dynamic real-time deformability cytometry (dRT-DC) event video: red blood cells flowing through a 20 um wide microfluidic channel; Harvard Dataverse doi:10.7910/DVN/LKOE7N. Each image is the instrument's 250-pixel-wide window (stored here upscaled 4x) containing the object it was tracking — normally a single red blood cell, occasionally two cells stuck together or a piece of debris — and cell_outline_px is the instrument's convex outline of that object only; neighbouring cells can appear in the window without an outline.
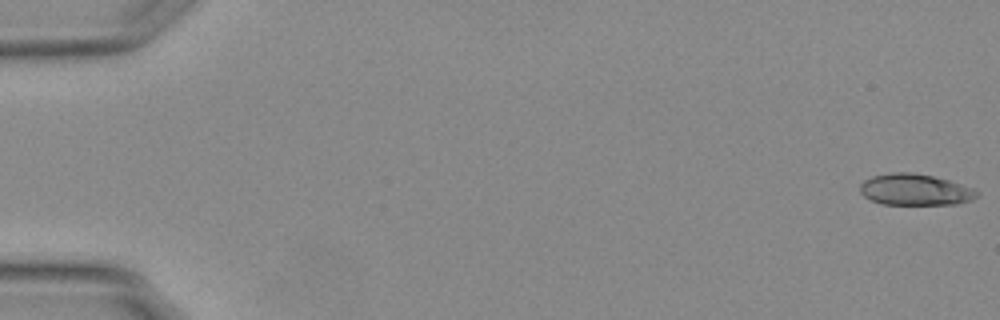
{"species": "Egyptian fruit bat (a non-hibernating species)", "species_latin": "Rousettus aegyptiacus", "temperature_condition": "warm", "stored_images_in_passage": 55, "camera_frame_rate_fps": 3000, "um_per_image_px": 0.085, "animal": {"sex": "female"}, "frame": {"image": 1, "passage_image": 1, "time_ms": 0.0, "image_size_px": [1000, 320], "cell_outline_px": [[980, 196], [972, 200], [956, 204], [880, 204], [864, 196], [860, 192], [860, 184], [864, 180], [872, 176], [892, 172], [912, 172], [932, 176], [948, 180], [972, 188], [980, 192]], "centroid_in_image_um": [77.79, 16.12], "position_along_channel_um": 7.2, "area_um2": 21.39}}
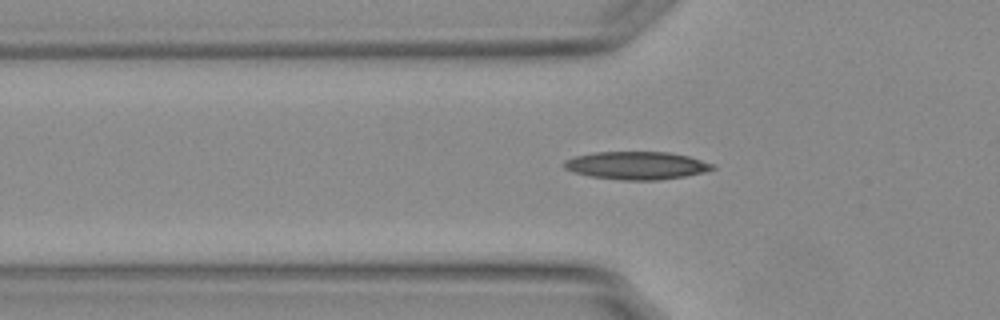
{"frame": {"image": 2, "passage_image": 19, "time_ms": 6.0, "image_size_px": [1000, 320], "cell_outline_px": [[716, 168], [704, 172], [684, 176], [656, 180], [624, 180], [588, 176], [564, 168], [564, 160], [572, 156], [592, 152], [668, 152], [688, 156], [716, 164]], "centroid_in_image_um": [54.11, 14.06], "position_along_channel_um": 71.7, "area_um2": 24.16}}
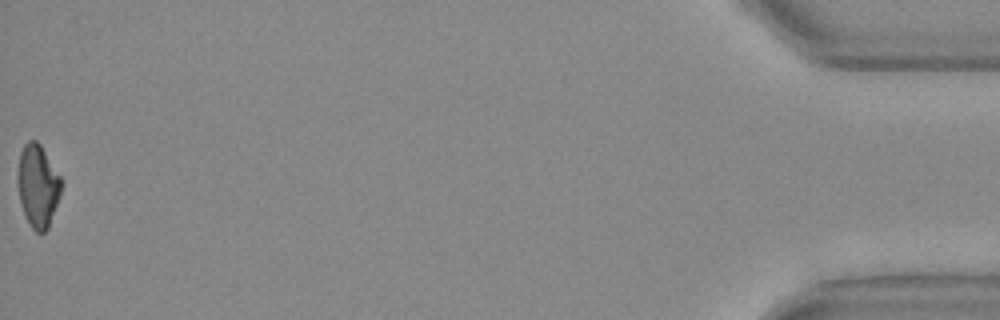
{"frame": {"image": 3, "passage_image": 55, "time_ms": 18.0, "image_size_px": [1000, 320], "cell_outline_px": [[60, 196], [48, 228], [44, 232], [36, 232], [32, 228], [24, 212], [20, 200], [16, 180], [16, 176], [20, 152], [24, 144], [28, 140], [36, 140], [40, 144], [60, 176]], "centroid_in_image_um": [3.19, 15.77], "position_along_channel_um": 432.0, "area_um2": 20.81}, "authors_computed_cell_mechanics": {"area_um2": 21.9062, "velocity_mm_per_s": 3.8053, "shape_relaxation_time_tau1_ms": 5.0625, "shape_relaxation_time_tau2_ms": 2.8614, "deformation_change_tau1": 0.2062, "deformation_change_tau2": 0.1153}}